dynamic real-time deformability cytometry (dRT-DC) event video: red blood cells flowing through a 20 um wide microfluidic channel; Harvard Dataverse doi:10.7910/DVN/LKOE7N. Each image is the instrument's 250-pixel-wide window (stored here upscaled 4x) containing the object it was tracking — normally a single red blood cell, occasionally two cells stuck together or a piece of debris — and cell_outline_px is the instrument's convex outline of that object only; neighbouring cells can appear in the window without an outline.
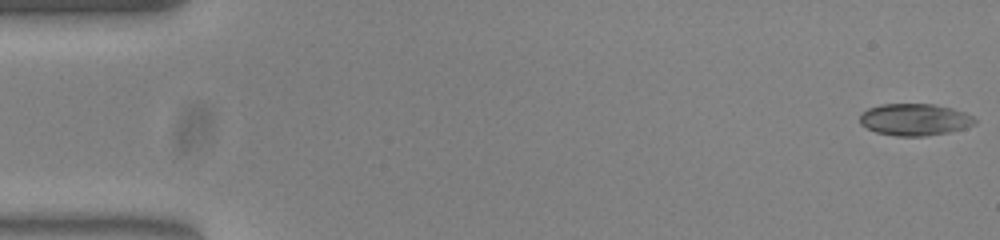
{"species": "common noctule bat (a hibernating species)", "species_latin": "Nyctalus noctula", "temperature_condition": "warm", "stored_images_in_passage": 53, "camera_frame_rate_fps": 3000, "um_per_image_px": 0.085, "animal": {"sex": "female", "body_mass_g": 23.0, "forearm_length_mm": 53.4}, "frame": {"image": 1, "passage_image": 1, "time_ms": 0.0, "image_size_px": [1000, 240], "cell_outline_px": [[976, 124], [964, 128], [948, 132], [924, 136], [896, 136], [876, 132], [860, 124], [860, 116], [868, 108], [880, 104], [936, 104], [952, 108], [964, 112], [972, 116], [976, 120]], "centroid_in_image_um": [77.76, 10.16], "position_along_channel_um": 7.2, "area_um2": 21.33}}
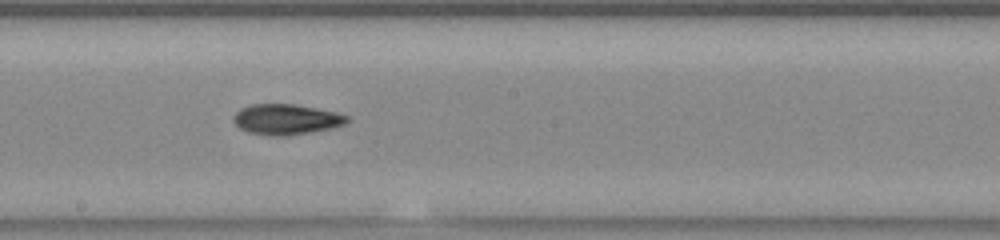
{"frame": {"image": 2, "passage_image": 29, "time_ms": 9.333, "image_size_px": [1000, 240], "cell_outline_px": [[348, 120], [344, 124], [332, 128], [288, 136], [272, 136], [248, 132], [240, 128], [232, 120], [232, 116], [240, 108], [252, 104], [296, 104], [336, 112], [348, 116]], "centroid_in_image_um": [24.3, 10.14], "position_along_channel_um": 223.9, "area_um2": 20.23}}
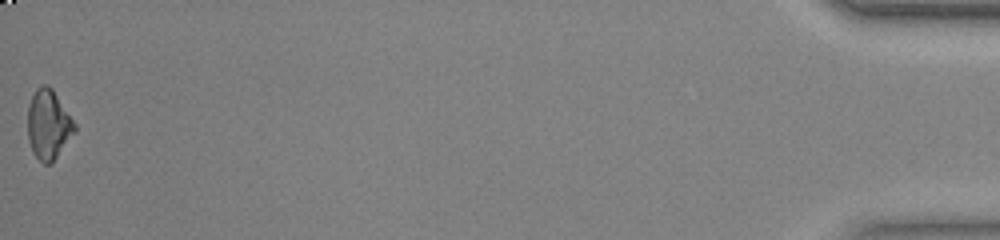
{"frame": {"image": 3, "passage_image": 53, "time_ms": 17.333, "image_size_px": [1000, 240], "cell_outline_px": [[76, 132], [52, 164], [44, 164], [32, 152], [28, 140], [28, 104], [36, 88], [40, 84], [48, 84], [52, 88], [76, 124]], "centroid_in_image_um": [4.12, 10.6], "position_along_channel_um": 431.1, "area_um2": 19.31}, "authors_computed_cell_mechanics": {"area_um2": 19.941, "velocity_mm_per_s": 3.8717, "shape_relaxation_time_tau1_ms": 7.6625, "shape_relaxation_time_tau2_ms": 5.7259, "deformation_change_tau1": 0.1818, "deformation_change_tau2": 0.1061}}